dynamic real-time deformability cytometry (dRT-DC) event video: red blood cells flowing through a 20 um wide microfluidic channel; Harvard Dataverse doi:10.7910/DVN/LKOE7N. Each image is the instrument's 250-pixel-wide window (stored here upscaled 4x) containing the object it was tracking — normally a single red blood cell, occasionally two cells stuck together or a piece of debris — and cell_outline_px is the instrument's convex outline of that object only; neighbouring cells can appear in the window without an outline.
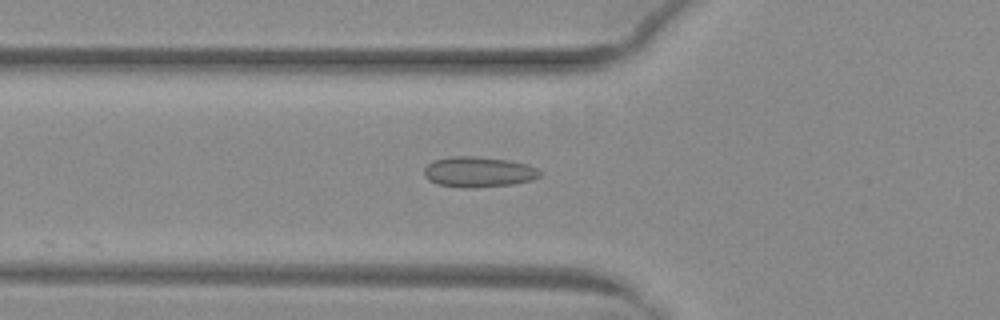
{"species": "common noctule bat (a hibernating species)", "species_latin": "Nyctalus noctula", "temperature_condition": "warm", "stored_images_in_passage": 20, "camera_frame_rate_fps": 3000, "um_per_image_px": 0.085, "animal": {"sex": "female", "body_mass_g": 29.2, "forearm_length_mm": 56.3}, "frame": {"image": 1, "passage_image": 5, "time_ms": 1.333, "image_size_px": [1000, 320], "cell_outline_px": [[544, 172], [540, 176], [532, 180], [512, 184], [472, 188], [460, 188], [436, 184], [428, 180], [424, 176], [424, 168], [432, 160], [448, 156], [476, 156], [508, 160], [528, 164]], "centroid_in_image_um": [40.65, 14.61], "position_along_channel_um": 85.1, "area_um2": 20.92}}
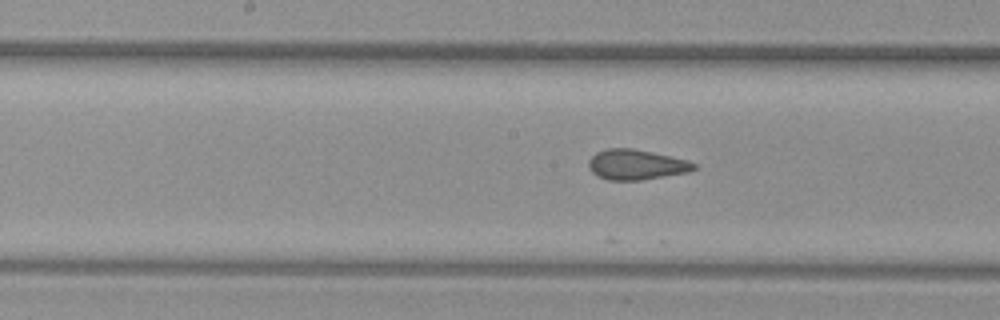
{"frame": {"image": 2, "passage_image": 13, "time_ms": 4.0, "image_size_px": [1000, 320], "cell_outline_px": [[696, 168], [688, 172], [640, 180], [608, 180], [596, 176], [588, 168], [588, 160], [596, 152], [604, 148], [632, 148], [652, 152], [688, 160], [696, 164]], "centroid_in_image_um": [54.03, 13.99], "position_along_channel_um": 194.2, "area_um2": 18.61}}
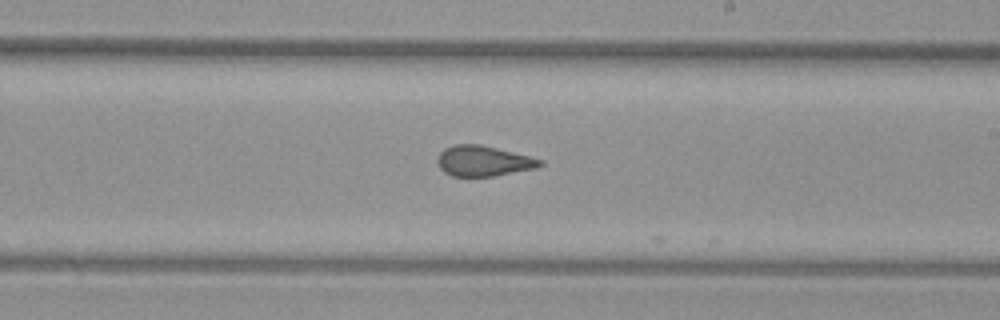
{"frame": {"image": 3, "passage_image": 17, "time_ms": 5.333, "image_size_px": [1000, 320], "cell_outline_px": [[544, 164], [536, 168], [492, 176], [452, 176], [444, 172], [440, 168], [436, 160], [440, 152], [444, 148], [456, 144], [480, 144], [544, 160]], "centroid_in_image_um": [41.07, 13.68], "position_along_channel_um": 247.9, "area_um2": 18.09}}